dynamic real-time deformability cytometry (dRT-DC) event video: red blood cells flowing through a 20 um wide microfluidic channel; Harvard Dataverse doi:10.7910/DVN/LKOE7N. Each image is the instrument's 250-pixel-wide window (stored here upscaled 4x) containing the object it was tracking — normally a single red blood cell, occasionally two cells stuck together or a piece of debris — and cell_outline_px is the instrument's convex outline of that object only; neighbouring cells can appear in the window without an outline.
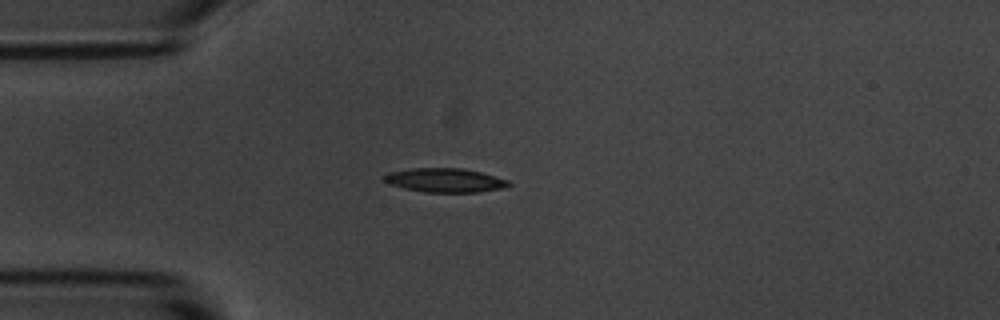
{"species": "common noctule bat (a hibernating species)", "species_latin": "Nyctalus noctula", "temperature_condition": "room temperature", "stored_images_in_passage": 2, "camera_frame_rate_fps": 3000, "um_per_image_px": 0.085, "animal": {"sex": "male", "body_mass_g": 20.1, "forearm_length_mm": 53.5}, "frame": {"image": 1, "passage_image": 1, "time_ms": 0.0, "image_size_px": [1000, 320], "cell_outline_px": [[512, 184], [504, 188], [476, 192], [424, 192], [404, 188], [392, 184], [384, 180], [384, 176], [388, 172], [412, 168], [464, 168], [480, 172], [508, 180]], "centroid_in_image_um": [37.84, 15.31], "position_along_channel_um": 47.2, "area_um2": 17.28}}